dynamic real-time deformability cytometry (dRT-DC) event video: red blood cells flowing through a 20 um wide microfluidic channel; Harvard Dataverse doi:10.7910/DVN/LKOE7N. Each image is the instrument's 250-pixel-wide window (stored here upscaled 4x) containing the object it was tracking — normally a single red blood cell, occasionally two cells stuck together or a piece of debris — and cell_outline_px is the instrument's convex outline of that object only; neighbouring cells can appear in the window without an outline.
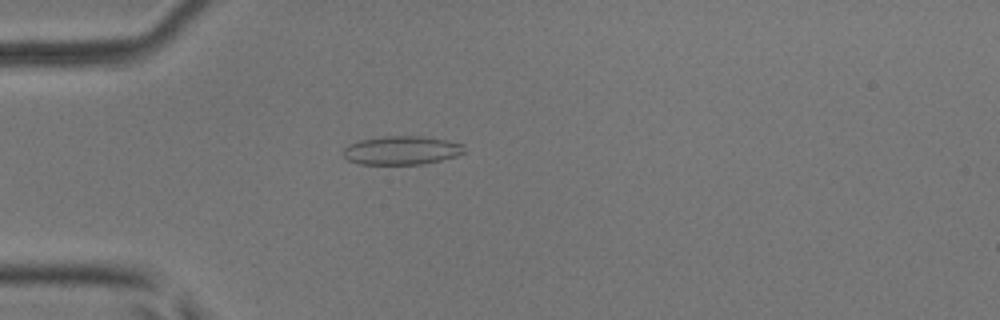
{"species": "common noctule bat (a hibernating species)", "species_latin": "Nyctalus noctula", "temperature_condition": "room temperature", "stored_images_in_passage": 5, "camera_frame_rate_fps": 3000, "um_per_image_px": 0.085, "animal": {"sex": "male", "body_mass_g": 17.9, "forearm_length_mm": 54.2}, "frame": {"image": 1, "passage_image": 5, "time_ms": 1.333, "image_size_px": [1000, 320], "cell_outline_px": [[464, 152], [456, 156], [424, 164], [360, 164], [348, 160], [344, 156], [344, 148], [348, 144], [360, 140], [380, 136], [420, 136], [444, 140], [464, 144]], "centroid_in_image_um": [34.12, 12.78], "position_along_channel_um": 50.9, "area_um2": 20.11}}